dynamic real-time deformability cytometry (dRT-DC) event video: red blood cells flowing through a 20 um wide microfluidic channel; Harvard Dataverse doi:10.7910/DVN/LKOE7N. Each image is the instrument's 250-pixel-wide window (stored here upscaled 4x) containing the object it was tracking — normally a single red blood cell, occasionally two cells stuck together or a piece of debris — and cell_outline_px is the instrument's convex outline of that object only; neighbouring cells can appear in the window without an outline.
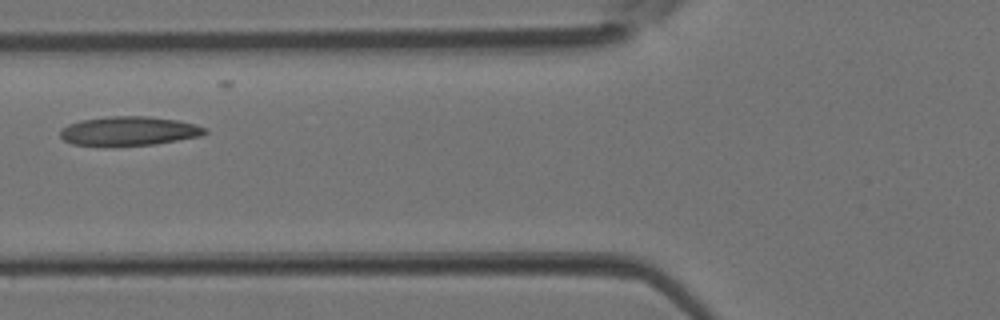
{"species": "Egyptian fruit bat (a non-hibernating species)", "species_latin": "Rousettus aegyptiacus", "temperature_condition": "room temperature", "stored_images_in_passage": 4, "camera_frame_rate_fps": 3000, "um_per_image_px": 0.085, "animal": {"sex": "female"}, "frame": {"image": 1, "passage_image": 4, "time_ms": 1.0, "image_size_px": [1000, 320], "cell_outline_px": [[208, 132], [200, 136], [152, 144], [72, 144], [64, 140], [60, 136], [60, 128], [68, 124], [80, 120], [112, 116], [148, 116], [176, 120], [208, 128]], "centroid_in_image_um": [10.95, 11.11], "position_along_channel_um": 114.8, "area_um2": 23.87}}